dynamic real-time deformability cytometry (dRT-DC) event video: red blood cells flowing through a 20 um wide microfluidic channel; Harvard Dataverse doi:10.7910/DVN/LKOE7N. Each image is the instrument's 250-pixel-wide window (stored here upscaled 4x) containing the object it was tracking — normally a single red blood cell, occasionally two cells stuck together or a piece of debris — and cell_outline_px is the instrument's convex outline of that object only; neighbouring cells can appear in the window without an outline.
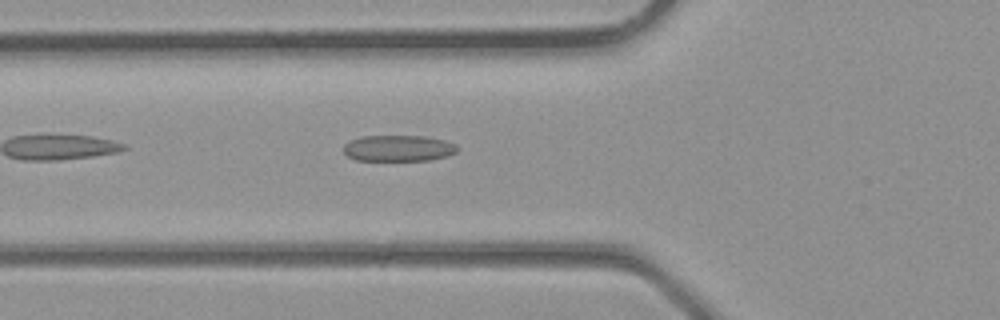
{"species": "common noctule bat (a hibernating species)", "species_latin": "Nyctalus noctula", "temperature_condition": "room temperature", "stored_images_in_passage": 5, "camera_frame_rate_fps": 3000, "um_per_image_px": 0.085, "animal": {"sex": "male", "body_mass_g": 23.1, "forearm_length_mm": 52.7}, "frame": {"image": 1, "passage_image": 5, "time_ms": 1.333, "image_size_px": [1000, 320], "cell_outline_px": [[456, 152], [448, 156], [428, 160], [356, 160], [348, 156], [344, 152], [344, 144], [360, 136], [424, 136], [444, 140], [456, 144]], "centroid_in_image_um": [33.86, 12.6], "position_along_channel_um": 91.9, "area_um2": 17.22}}